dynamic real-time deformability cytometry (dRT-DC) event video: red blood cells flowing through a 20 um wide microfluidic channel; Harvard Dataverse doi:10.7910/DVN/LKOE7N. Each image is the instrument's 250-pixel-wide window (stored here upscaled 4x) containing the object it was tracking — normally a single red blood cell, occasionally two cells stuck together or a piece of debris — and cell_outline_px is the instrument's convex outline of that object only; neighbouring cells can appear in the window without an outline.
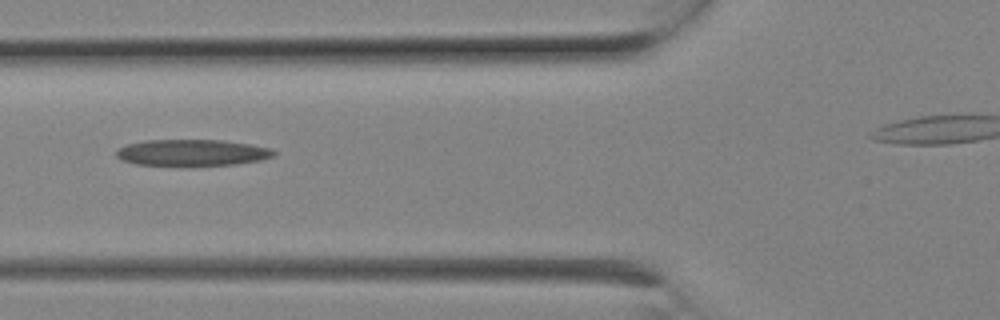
{"species": "Egyptian fruit bat (a non-hibernating species)", "species_latin": "Rousettus aegyptiacus", "temperature_condition": "room temperature", "stored_images_in_passage": 8, "camera_frame_rate_fps": 3000, "um_per_image_px": 0.085, "animal": {"sex": "female"}, "frame": {"image": 1, "passage_image": 6, "time_ms": 1.667, "image_size_px": [1000, 320], "cell_outline_px": [[276, 156], [260, 160], [236, 164], [192, 168], [136, 164], [120, 160], [116, 156], [116, 148], [124, 144], [144, 140], [220, 140], [248, 144], [272, 148], [276, 152]], "centroid_in_image_um": [16.28, 13.01], "position_along_channel_um": 109.5, "area_um2": 25.37}}
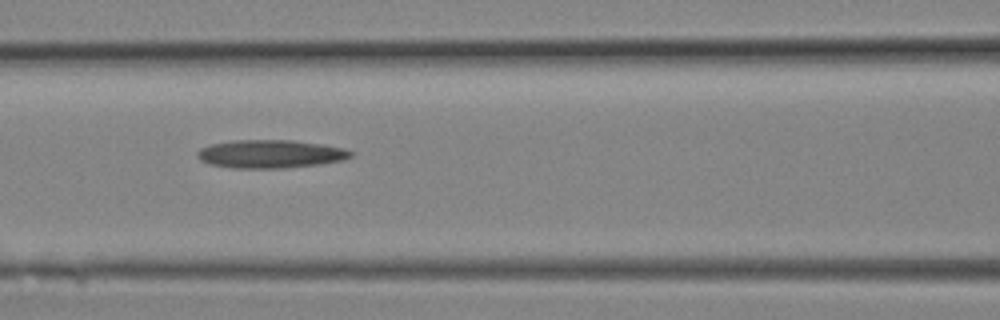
{"frame": {"image": 2, "passage_image": 7, "time_ms": 2.0, "image_size_px": [1000, 320], "cell_outline_px": [[356, 152], [352, 156], [344, 160], [320, 164], [284, 168], [232, 168], [208, 164], [200, 160], [196, 156], [196, 152], [200, 148], [208, 144], [232, 140], [292, 140], [320, 144], [344, 148]], "centroid_in_image_um": [22.96, 13.08], "position_along_channel_um": 143.6, "area_um2": 25.55}}
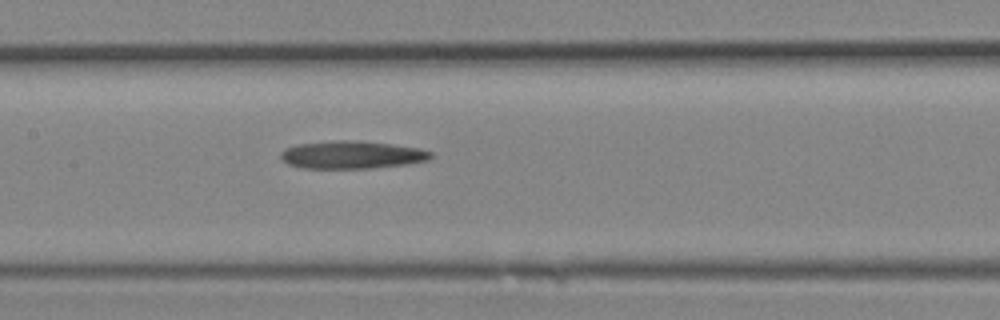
{"frame": {"image": 3, "passage_image": 8, "time_ms": 2.333, "image_size_px": [1000, 320], "cell_outline_px": [[432, 156], [428, 160], [408, 164], [372, 168], [300, 168], [288, 164], [280, 156], [280, 152], [284, 148], [296, 144], [336, 140], [352, 140], [392, 144], [420, 148], [432, 152]], "centroid_in_image_um": [29.89, 13.15], "position_along_channel_um": 177.5, "area_um2": 24.39}}